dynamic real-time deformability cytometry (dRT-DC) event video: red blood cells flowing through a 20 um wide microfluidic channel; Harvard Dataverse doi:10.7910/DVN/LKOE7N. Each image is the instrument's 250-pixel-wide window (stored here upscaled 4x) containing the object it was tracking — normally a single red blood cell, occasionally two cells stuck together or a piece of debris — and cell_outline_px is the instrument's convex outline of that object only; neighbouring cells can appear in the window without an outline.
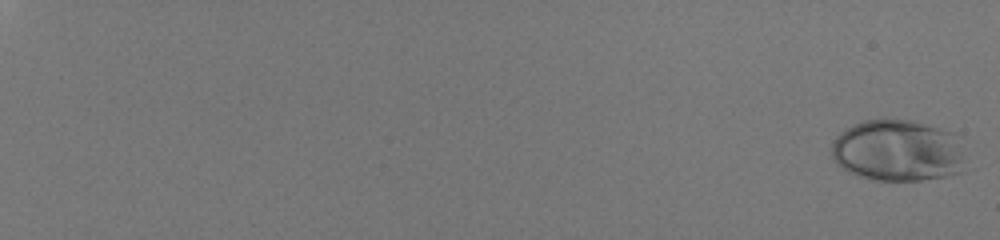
{"species": "human", "species_latin": "Homo sapiens", "temperature_condition": "room temperature", "stored_images_in_passage": 55, "camera_frame_rate_fps": 3000, "um_per_image_px": 0.085, "donor": {"sex": "male"}, "frame": {"image": 1, "passage_image": 2, "time_ms": 0.333, "image_size_px": [1000, 240], "cell_outline_px": [[960, 172], [944, 176], [920, 180], [876, 180], [860, 176], [848, 172], [840, 168], [832, 160], [832, 140], [844, 128], [852, 124], [864, 120], [912, 120], [956, 132], [960, 136]], "centroid_in_image_um": [76.24, 12.78], "position_along_channel_um": 8.8, "area_um2": 48.15}}
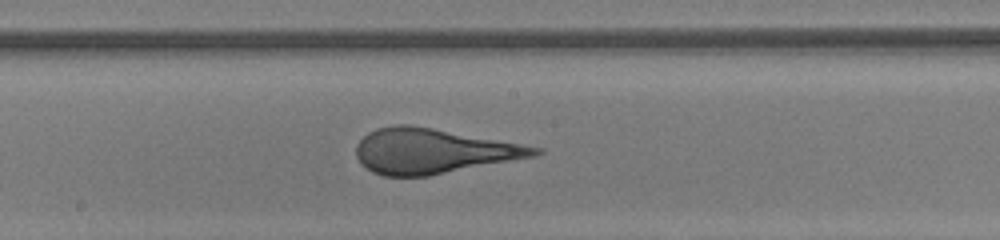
{"frame": {"image": 2, "passage_image": 38, "time_ms": 12.333, "image_size_px": [1000, 240], "cell_outline_px": [[544, 152], [536, 156], [428, 176], [384, 176], [372, 172], [360, 164], [356, 156], [356, 144], [368, 132], [376, 128], [396, 124], [408, 124], [432, 128], [544, 148]], "centroid_in_image_um": [36.78, 12.84], "position_along_channel_um": 211.4, "area_um2": 46.7}}
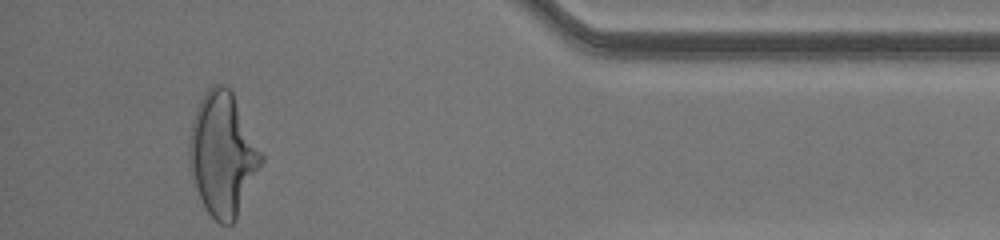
{"frame": {"image": 3, "passage_image": 55, "time_ms": 18.0, "image_size_px": [1000, 240], "cell_outline_px": [[264, 160], [236, 220], [232, 224], [220, 224], [208, 212], [196, 188], [188, 168], [188, 140], [192, 120], [196, 108], [200, 100], [208, 88], [216, 84], [220, 84], [228, 88], [232, 92], [264, 152]], "centroid_in_image_um": [18.94, 13.1], "position_along_channel_um": 416.3, "area_um2": 52.14}}